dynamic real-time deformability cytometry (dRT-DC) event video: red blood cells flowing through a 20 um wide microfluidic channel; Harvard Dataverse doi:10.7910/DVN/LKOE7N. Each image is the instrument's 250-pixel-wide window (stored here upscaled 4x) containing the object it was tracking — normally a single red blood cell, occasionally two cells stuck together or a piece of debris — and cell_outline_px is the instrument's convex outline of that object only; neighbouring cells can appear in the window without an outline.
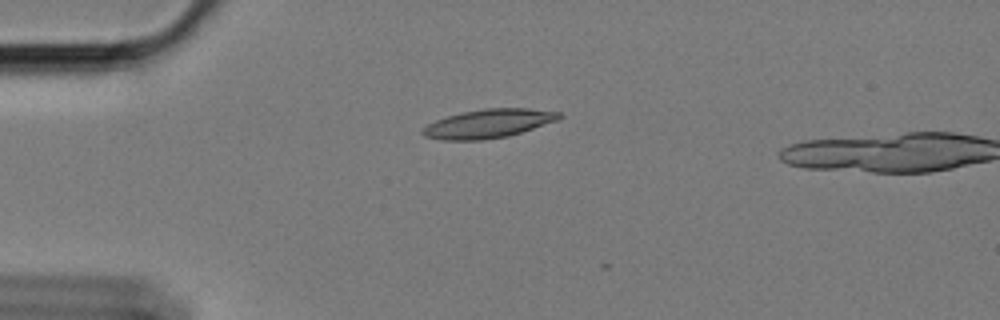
{"species": "Egyptian fruit bat (a non-hibernating species)", "species_latin": "Rousettus aegyptiacus", "temperature_condition": "cold", "stored_images_in_passage": 3, "camera_frame_rate_fps": 3000, "um_per_image_px": 0.085, "animal": {"sex": "female"}, "frame": {"image": 1, "passage_image": 1, "time_ms": 0.0, "image_size_px": [1000, 320], "cell_outline_px": [[564, 116], [560, 120], [508, 136], [484, 140], [444, 140], [424, 136], [420, 132], [428, 124], [436, 120], [448, 116], [464, 112], [484, 108], [528, 108], [560, 112]], "centroid_in_image_um": [41.57, 10.5], "position_along_channel_um": 43.4, "area_um2": 22.89}}